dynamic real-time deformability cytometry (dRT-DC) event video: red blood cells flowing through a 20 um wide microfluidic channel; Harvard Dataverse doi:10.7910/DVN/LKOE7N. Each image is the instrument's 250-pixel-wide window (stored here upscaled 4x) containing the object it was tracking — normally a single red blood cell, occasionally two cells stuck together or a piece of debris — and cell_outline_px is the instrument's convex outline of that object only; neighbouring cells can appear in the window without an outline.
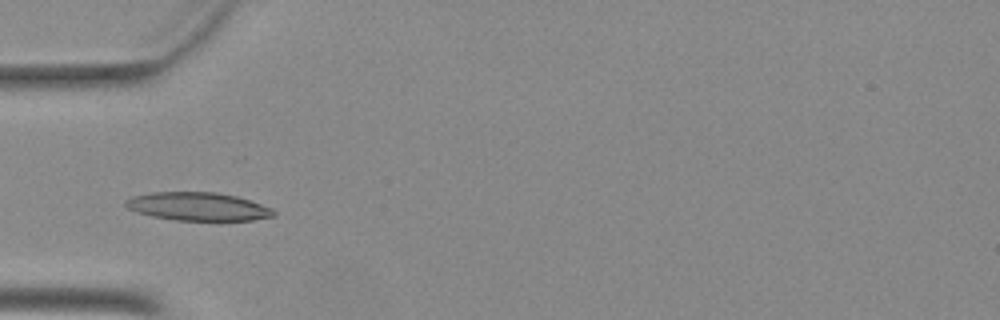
{"species": "Egyptian fruit bat (a non-hibernating species)", "species_latin": "Rousettus aegyptiacus", "temperature_condition": "warm", "stored_images_in_passage": 35, "camera_frame_rate_fps": 3000, "um_per_image_px": 0.085, "animal": {"sex": "female"}, "frame": {"image": 1, "passage_image": 1, "time_ms": 0.0, "image_size_px": [1000, 320], "cell_outline_px": [[276, 216], [252, 220], [176, 220], [152, 216], [136, 212], [128, 208], [124, 204], [124, 200], [132, 196], [152, 192], [216, 192], [236, 196], [272, 208], [276, 212]], "centroid_in_image_um": [16.81, 17.55], "position_along_channel_um": 68.2, "area_um2": 24.33}}
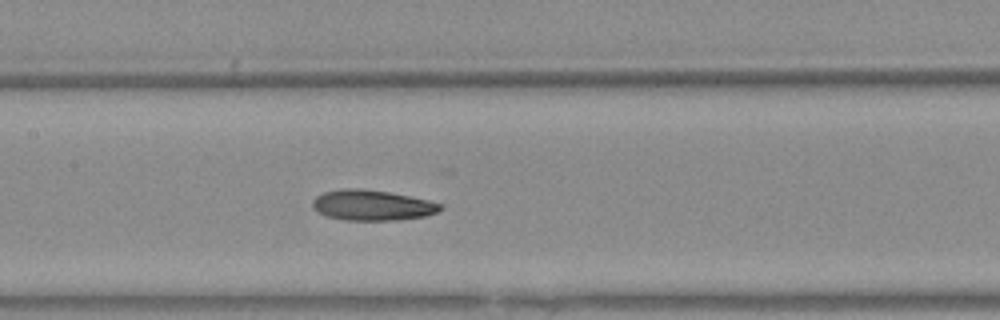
{"frame": {"image": 2, "passage_image": 9, "time_ms": 2.667, "image_size_px": [1000, 320], "cell_outline_px": [[444, 208], [436, 212], [424, 216], [392, 220], [344, 220], [324, 216], [312, 204], [312, 200], [316, 196], [324, 192], [344, 188], [356, 188], [388, 192], [428, 200], [444, 204]], "centroid_in_image_um": [31.63, 17.44], "position_along_channel_um": 175.8, "area_um2": 22.48}}
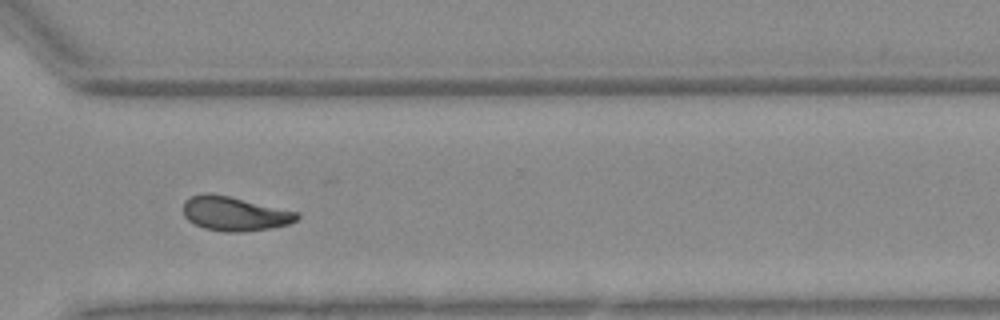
{"frame": {"image": 3, "passage_image": 22, "time_ms": 7.0, "image_size_px": [1000, 320], "cell_outline_px": [[300, 216], [296, 220], [288, 224], [272, 228], [240, 232], [224, 232], [204, 228], [188, 220], [184, 216], [184, 200], [192, 196], [204, 192], [208, 192], [228, 196], [300, 212]], "centroid_in_image_um": [19.95, 18.16], "position_along_channel_um": 350.7, "area_um2": 22.72}}